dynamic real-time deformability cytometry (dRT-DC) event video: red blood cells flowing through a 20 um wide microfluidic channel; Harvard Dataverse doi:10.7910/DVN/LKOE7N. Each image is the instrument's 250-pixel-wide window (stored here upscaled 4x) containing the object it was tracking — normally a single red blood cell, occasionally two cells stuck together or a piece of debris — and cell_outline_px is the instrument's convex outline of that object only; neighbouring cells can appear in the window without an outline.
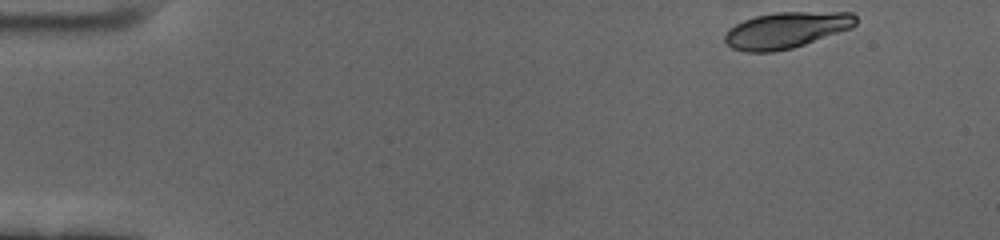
{"species": "human", "species_latin": "Homo sapiens", "temperature_condition": "cold", "stored_images_in_passage": 55, "camera_frame_rate_fps": 3000, "um_per_image_px": 0.085, "donor": {"sex": "female"}, "frame": {"image": 1, "passage_image": 1, "time_ms": 0.0, "image_size_px": [1000, 240], "cell_outline_px": [[856, 24], [852, 28], [792, 48], [772, 52], [744, 52], [732, 48], [724, 40], [724, 36], [728, 28], [744, 20], [756, 16], [776, 12], [852, 12], [856, 16]], "centroid_in_image_um": [66.82, 2.56], "position_along_channel_um": 18.2, "area_um2": 27.57}}
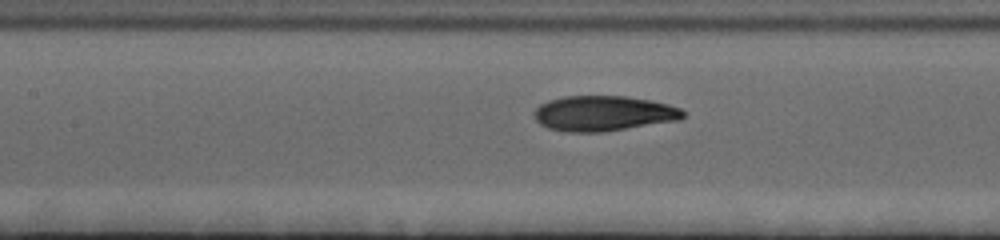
{"frame": {"image": 2, "passage_image": 23, "time_ms": 7.333, "image_size_px": [1000, 240], "cell_outline_px": [[684, 116], [680, 120], [604, 132], [568, 132], [548, 128], [540, 124], [536, 120], [532, 112], [540, 104], [548, 100], [564, 96], [624, 96], [648, 100], [668, 104], [680, 108], [684, 112]], "centroid_in_image_um": [51.27, 9.64], "position_along_channel_um": 156.1, "area_um2": 30.69}}
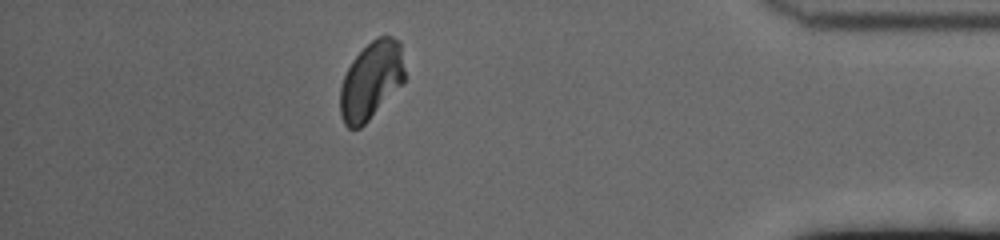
{"frame": {"image": 3, "passage_image": 48, "time_ms": 15.667, "image_size_px": [1000, 240], "cell_outline_px": [[404, 84], [360, 128], [348, 128], [344, 124], [340, 116], [340, 88], [344, 76], [352, 60], [376, 36], [392, 36], [400, 40], [404, 68]], "centroid_in_image_um": [31.56, 6.84], "position_along_channel_um": 403.6, "area_um2": 29.36}, "authors_computed_cell_mechanics": {"area_um2": 29.9404, "velocity_mm_per_s": 3.4226, "shape_relaxation_time_tau1_ms": 3.4088, "shape_relaxation_time_tau2_ms": 1.4824, "deformation_change_tau1": 0.139, "deformation_change_tau2": 0.0508}}